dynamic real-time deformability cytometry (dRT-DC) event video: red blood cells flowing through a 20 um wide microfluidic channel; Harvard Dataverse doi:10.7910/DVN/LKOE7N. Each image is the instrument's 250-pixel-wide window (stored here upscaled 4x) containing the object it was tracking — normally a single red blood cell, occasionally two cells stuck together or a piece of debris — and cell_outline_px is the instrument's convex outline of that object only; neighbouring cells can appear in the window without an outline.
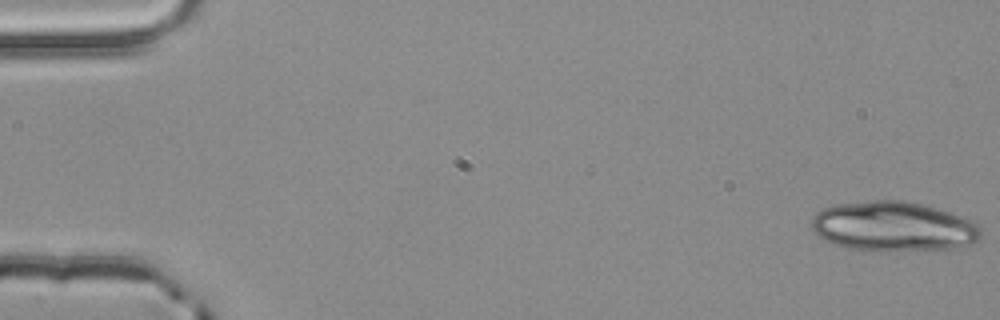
{"species": "common noctule bat (a hibernating species)", "species_latin": "Nyctalus noctula", "temperature_condition": "room temperature", "stored_images_in_passage": 20, "camera_frame_rate_fps": 3000, "um_per_image_px": 0.085, "animal": {"sex": "male", "body_mass_g": 20.4}, "frame": {"image": 1, "passage_image": 1, "time_ms": 0.0, "image_size_px": [1000, 320], "cell_outline_px": [[980, 240], [968, 244], [952, 248], [916, 252], [880, 252], [848, 248], [824, 240], [812, 232], [812, 216], [816, 212], [824, 208], [836, 204], [872, 200], [904, 200], [936, 208], [972, 220], [980, 228]], "centroid_in_image_um": [75.91, 19.28], "position_along_channel_um": 9.1, "area_um2": 49.82}}